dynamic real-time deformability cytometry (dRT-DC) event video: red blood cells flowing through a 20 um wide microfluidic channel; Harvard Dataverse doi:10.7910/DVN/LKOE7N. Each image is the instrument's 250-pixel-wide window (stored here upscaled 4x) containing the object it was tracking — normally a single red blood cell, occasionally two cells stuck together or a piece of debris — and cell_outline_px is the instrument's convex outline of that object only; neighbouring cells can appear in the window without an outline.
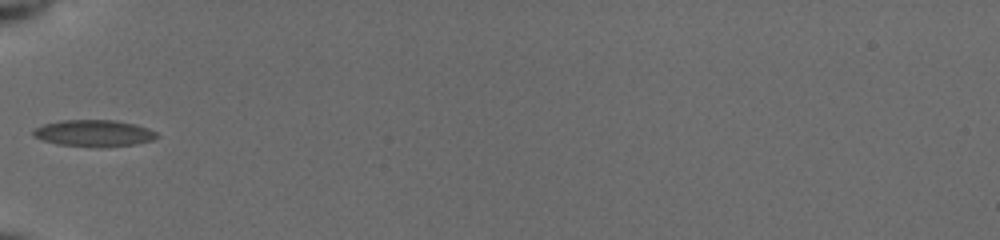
{"species": "common noctule bat (a hibernating species)", "species_latin": "Nyctalus noctula", "temperature_condition": "cold", "stored_images_in_passage": 34, "camera_frame_rate_fps": 3000, "um_per_image_px": 0.085, "animal": {"sex": "female", "body_mass_g": 19.5, "forearm_length_mm": 54.1}, "frame": {"image": 1, "passage_image": 1, "time_ms": 0.0, "image_size_px": [1000, 240], "cell_outline_px": [[160, 136], [152, 140], [136, 144], [100, 148], [56, 144], [32, 136], [32, 128], [44, 124], [60, 120], [116, 120], [136, 124], [148, 128], [156, 132]], "centroid_in_image_um": [7.97, 11.33], "position_along_channel_um": 77.0, "area_um2": 19.54}}
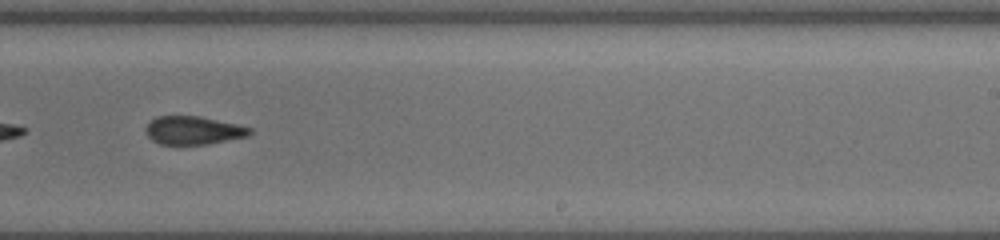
{"frame": {"image": 2, "passage_image": 16, "time_ms": 5.0, "image_size_px": [1000, 240], "cell_outline_px": [[252, 132], [248, 136], [204, 144], [160, 144], [152, 140], [148, 136], [144, 128], [156, 116], [200, 116], [236, 124], [252, 128]], "centroid_in_image_um": [16.41, 11.07], "position_along_channel_um": 272.6, "area_um2": 16.94}}
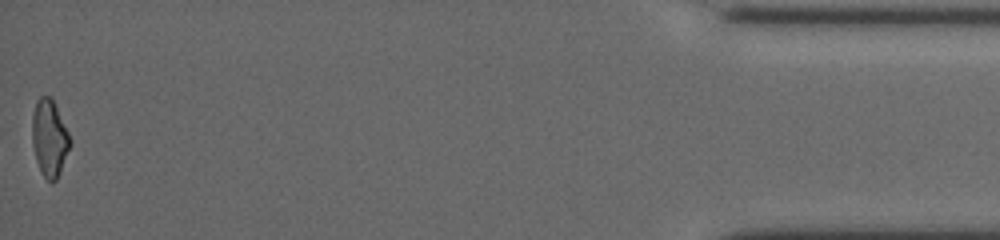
{"frame": {"image": 3, "passage_image": 34, "time_ms": 11.0, "image_size_px": [1000, 240], "cell_outline_px": [[72, 144], [60, 172], [56, 180], [52, 184], [40, 172], [36, 160], [32, 144], [32, 116], [36, 100], [40, 96], [52, 96], [72, 140]], "centroid_in_image_um": [4.21, 11.73], "position_along_channel_um": 431.0, "area_um2": 17.34}, "authors_computed_cell_mechanics": {"area_um2": 17.5423, "velocity_mm_per_s": 3.9249, "shape_relaxation_time_tau1_ms": 9.5872, "shape_relaxation_time_tau2_ms": 2.1883, "deformation_change_tau1": 0.2164, "deformation_change_tau2": 0.1}}